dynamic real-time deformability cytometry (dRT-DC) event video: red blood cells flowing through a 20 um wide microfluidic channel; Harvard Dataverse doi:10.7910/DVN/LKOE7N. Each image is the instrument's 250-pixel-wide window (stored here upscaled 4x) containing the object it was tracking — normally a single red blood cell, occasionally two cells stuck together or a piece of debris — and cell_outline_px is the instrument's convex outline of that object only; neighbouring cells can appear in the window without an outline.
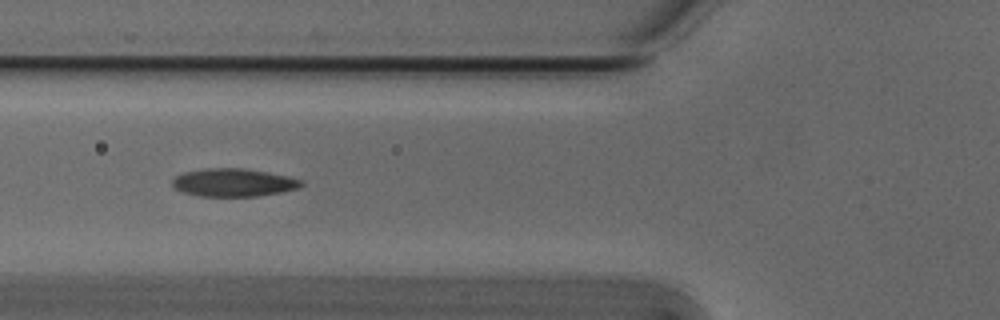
{"species": "Egyptian fruit bat (a non-hibernating species)", "species_latin": "Rousettus aegyptiacus", "temperature_condition": "cold", "stored_images_in_passage": 39, "camera_frame_rate_fps": 3000, "um_per_image_px": 0.085, "animal": {"sex": "male"}, "frame": {"image": 1, "passage_image": 10, "time_ms": 3.0, "image_size_px": [1000, 320], "cell_outline_px": [[304, 184], [300, 188], [280, 192], [256, 196], [200, 196], [184, 192], [172, 188], [172, 180], [180, 172], [204, 168], [244, 168], [268, 172], [288, 176], [304, 180]], "centroid_in_image_um": [19.84, 15.5], "position_along_channel_um": 106.0, "area_um2": 21.27}}
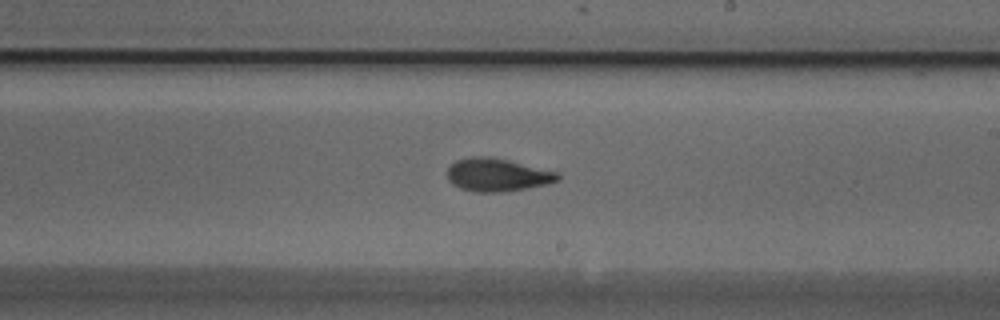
{"frame": {"image": 2, "passage_image": 21, "time_ms": 6.667, "image_size_px": [1000, 320], "cell_outline_px": [[560, 180], [548, 184], [504, 192], [472, 192], [460, 188], [452, 184], [448, 180], [448, 168], [456, 160], [472, 156], [488, 156], [508, 160], [560, 172]], "centroid_in_image_um": [42.29, 14.87], "position_along_channel_um": 246.7, "area_um2": 21.44}}
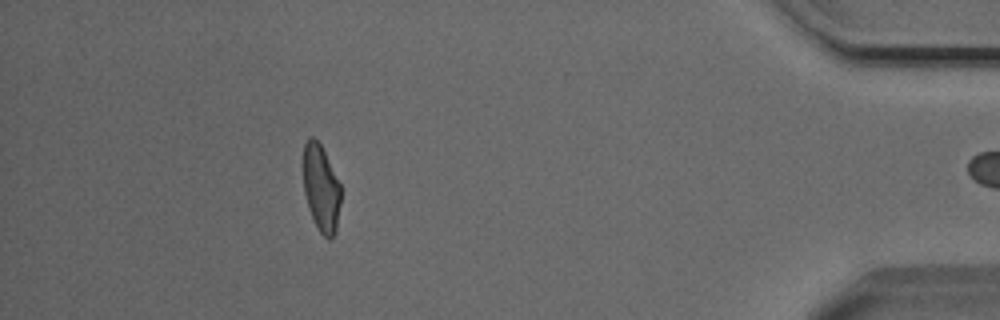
{"frame": {"image": 3, "passage_image": 38, "time_ms": 12.333, "image_size_px": [1000, 320], "cell_outline_px": [[340, 204], [336, 232], [332, 240], [328, 240], [320, 232], [308, 208], [304, 192], [304, 144], [308, 136], [312, 136], [320, 144], [340, 184]], "centroid_in_image_um": [27.3, 16.03], "position_along_channel_um": 407.9, "area_um2": 18.79}}